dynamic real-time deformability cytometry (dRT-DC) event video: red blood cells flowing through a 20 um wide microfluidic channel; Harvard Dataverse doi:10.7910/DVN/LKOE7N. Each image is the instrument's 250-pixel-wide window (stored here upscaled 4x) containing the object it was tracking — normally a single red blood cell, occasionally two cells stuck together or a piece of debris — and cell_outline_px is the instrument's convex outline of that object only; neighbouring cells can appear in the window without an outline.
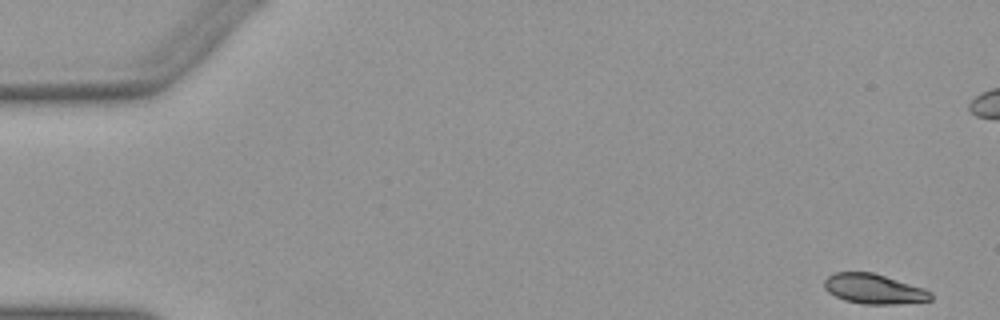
{"species": "Egyptian fruit bat (a non-hibernating species)", "species_latin": "Rousettus aegyptiacus", "temperature_condition": "warm", "stored_images_in_passage": 46, "camera_frame_rate_fps": 3000, "um_per_image_px": 0.085, "animal": {"sex": "female"}, "frame": {"image": 1, "passage_image": 1, "time_ms": 0.0, "image_size_px": [1000, 320], "cell_outline_px": [[932, 300], [896, 304], [864, 304], [844, 300], [828, 292], [824, 288], [824, 280], [828, 276], [836, 272], [872, 272], [924, 288], [932, 292]], "centroid_in_image_um": [74.28, 24.56], "position_along_channel_um": 10.7, "area_um2": 18.5}}
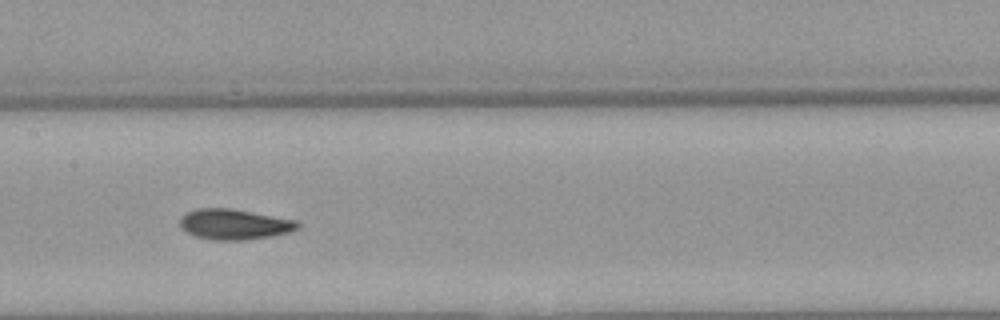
{"frame": {"image": 2, "passage_image": 25, "time_ms": 8.0, "image_size_px": [1000, 320], "cell_outline_px": [[300, 228], [288, 232], [272, 236], [244, 240], [212, 240], [196, 236], [180, 228], [180, 216], [184, 212], [196, 208], [232, 208], [300, 220]], "centroid_in_image_um": [19.93, 19.05], "position_along_channel_um": 187.5, "area_um2": 21.33}}
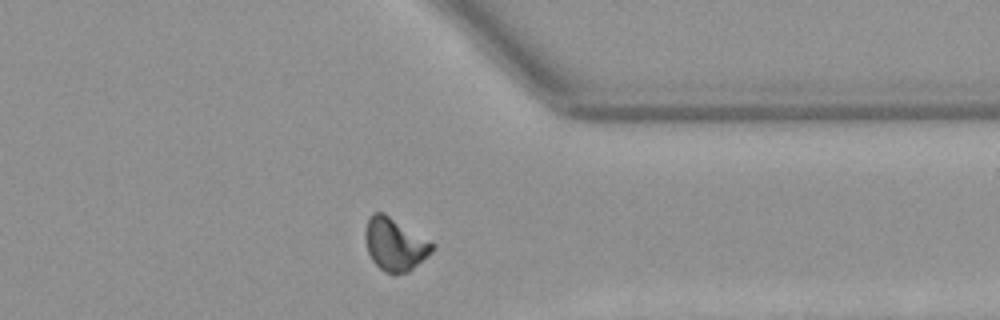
{"frame": {"image": 3, "passage_image": 40, "time_ms": 13.0, "image_size_px": [1000, 320], "cell_outline_px": [[436, 244], [432, 252], [408, 272], [396, 276], [392, 276], [384, 272], [372, 260], [368, 252], [364, 240], [364, 232], [368, 220], [372, 212], [384, 212]], "centroid_in_image_um": [33.55, 20.78], "position_along_channel_um": 377.8, "area_um2": 20.92}, "authors_computed_cell_mechanics": {"area_um2": 20.23, "velocity_mm_per_s": 3.9251, "shape_relaxation_time_tau1_ms": 5.269, "shape_relaxation_time_tau2_ms": 1.5988, "deformation_change_tau1": 0.1458, "deformation_change_tau2": 0.0392}}